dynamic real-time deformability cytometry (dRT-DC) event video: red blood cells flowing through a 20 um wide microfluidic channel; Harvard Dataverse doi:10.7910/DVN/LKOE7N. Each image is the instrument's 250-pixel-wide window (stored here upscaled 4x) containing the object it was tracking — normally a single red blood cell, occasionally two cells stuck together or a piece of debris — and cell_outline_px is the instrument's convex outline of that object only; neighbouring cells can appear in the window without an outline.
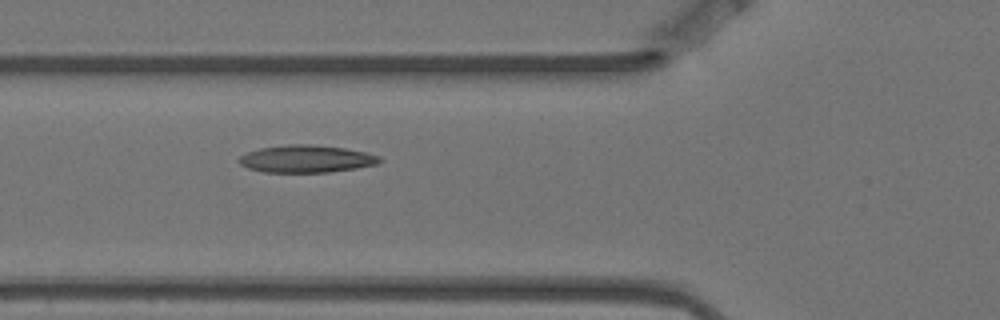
{"species": "Egyptian fruit bat (a non-hibernating species)", "species_latin": "Rousettus aegyptiacus", "temperature_condition": "warm", "stored_images_in_passage": 5, "camera_frame_rate_fps": 3000, "um_per_image_px": 0.085, "animal": {"sex": "female"}, "frame": {"image": 1, "passage_image": 5, "time_ms": 1.333, "image_size_px": [1000, 320], "cell_outline_px": [[384, 160], [380, 164], [356, 168], [328, 172], [264, 172], [248, 168], [240, 164], [236, 160], [240, 156], [248, 152], [260, 148], [292, 144], [312, 144], [344, 148], [364, 152], [380, 156]], "centroid_in_image_um": [26.06, 13.5], "position_along_channel_um": 99.7, "area_um2": 22.48}}